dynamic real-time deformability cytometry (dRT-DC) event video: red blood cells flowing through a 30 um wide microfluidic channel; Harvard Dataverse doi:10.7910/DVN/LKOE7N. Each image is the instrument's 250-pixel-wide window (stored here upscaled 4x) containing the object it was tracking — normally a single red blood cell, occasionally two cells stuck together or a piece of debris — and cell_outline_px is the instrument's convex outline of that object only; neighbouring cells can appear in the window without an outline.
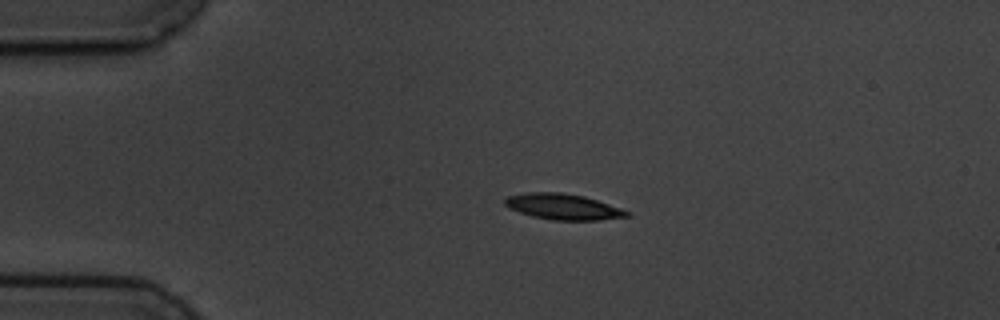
{"species": "common noctule bat (a hibernating species)", "species_latin": "Nyctalus noctula", "temperature_condition": "cold", "stored_images_in_passage": 4, "camera_frame_rate_fps": 3000, "um_per_image_px": 0.085, "animal": {"sex": "male", "body_mass_g": 19.5, "forearm_length_mm": 54.6}, "frame": {"image": 1, "passage_image": 3, "time_ms": 2.333, "image_size_px": [1000, 320], "cell_outline_px": [[632, 216], [600, 220], [552, 220], [532, 216], [508, 208], [504, 204], [504, 200], [508, 196], [524, 192], [560, 192], [584, 196], [632, 212]], "centroid_in_image_um": [47.87, 17.57], "position_along_channel_um": 37.1, "area_um2": 18.44}}